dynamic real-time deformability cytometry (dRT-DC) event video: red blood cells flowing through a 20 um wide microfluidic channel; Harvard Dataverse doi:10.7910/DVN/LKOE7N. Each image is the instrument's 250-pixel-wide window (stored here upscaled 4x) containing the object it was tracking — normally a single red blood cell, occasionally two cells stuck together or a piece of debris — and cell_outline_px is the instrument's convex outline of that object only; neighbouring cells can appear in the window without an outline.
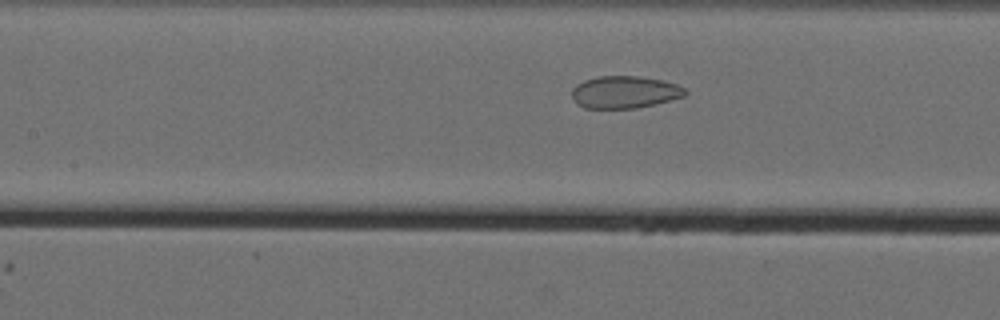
{"species": "Egyptian fruit bat (a non-hibernating species)", "species_latin": "Rousettus aegyptiacus", "temperature_condition": "cold", "stored_images_in_passage": 43, "camera_frame_rate_fps": 3000, "um_per_image_px": 0.085, "animal": {"sex": "female"}, "frame": {"image": 1, "passage_image": 18, "time_ms": 5.667, "image_size_px": [1000, 320], "cell_outline_px": [[688, 92], [684, 96], [636, 108], [584, 108], [576, 104], [572, 100], [572, 88], [576, 84], [584, 80], [596, 76], [636, 76], [664, 80], [676, 84], [684, 88]], "centroid_in_image_um": [53.04, 7.82], "position_along_channel_um": 154.4, "area_um2": 21.33}}
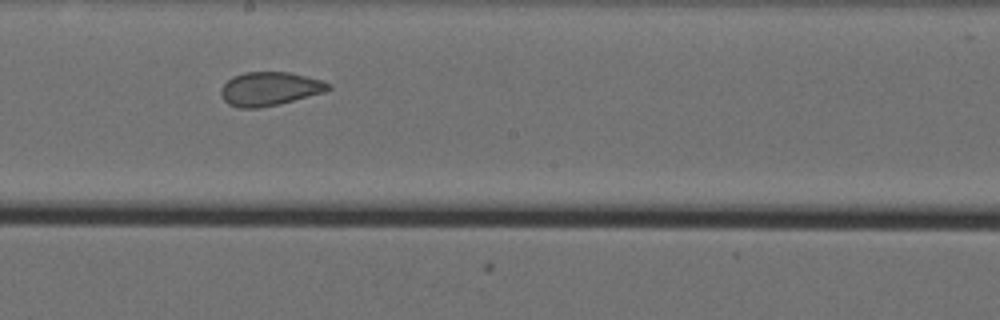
{"frame": {"image": 2, "passage_image": 24, "time_ms": 7.667, "image_size_px": [1000, 320], "cell_outline_px": [[332, 88], [324, 92], [280, 104], [260, 108], [240, 108], [228, 104], [220, 96], [220, 88], [232, 76], [244, 72], [288, 72], [320, 80], [332, 84]], "centroid_in_image_um": [22.89, 7.55], "position_along_channel_um": 225.3, "area_um2": 21.15}}
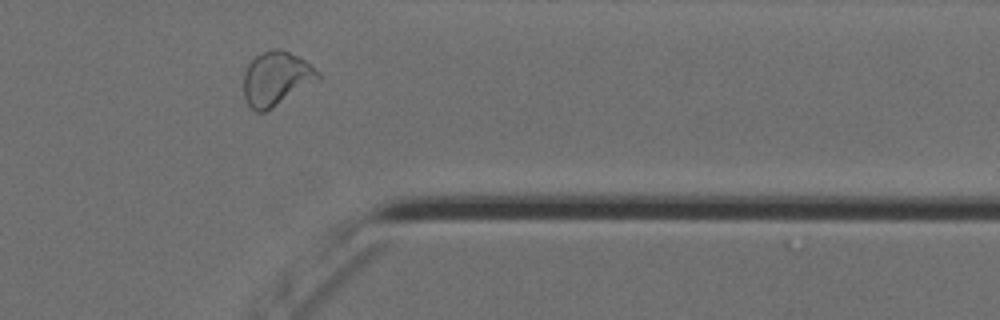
{"frame": {"image": 3, "passage_image": 38, "time_ms": 12.333, "image_size_px": [1000, 320], "cell_outline_px": [[320, 80], [272, 108], [264, 112], [256, 112], [248, 104], [244, 96], [244, 72], [248, 64], [256, 56], [264, 52], [276, 48], [280, 48], [304, 60], [320, 72]], "centroid_in_image_um": [23.49, 6.69], "position_along_channel_um": 387.9, "area_um2": 23.29}, "authors_computed_cell_mechanics": {"area_um2": 22.9466, "velocity_mm_per_s": 3.5429, "shape_relaxation_time_tau1_ms": null, "shape_relaxation_time_tau2_ms": 1.1554, "deformation_change_tau1": null, "deformation_change_tau2": 0.0513}}